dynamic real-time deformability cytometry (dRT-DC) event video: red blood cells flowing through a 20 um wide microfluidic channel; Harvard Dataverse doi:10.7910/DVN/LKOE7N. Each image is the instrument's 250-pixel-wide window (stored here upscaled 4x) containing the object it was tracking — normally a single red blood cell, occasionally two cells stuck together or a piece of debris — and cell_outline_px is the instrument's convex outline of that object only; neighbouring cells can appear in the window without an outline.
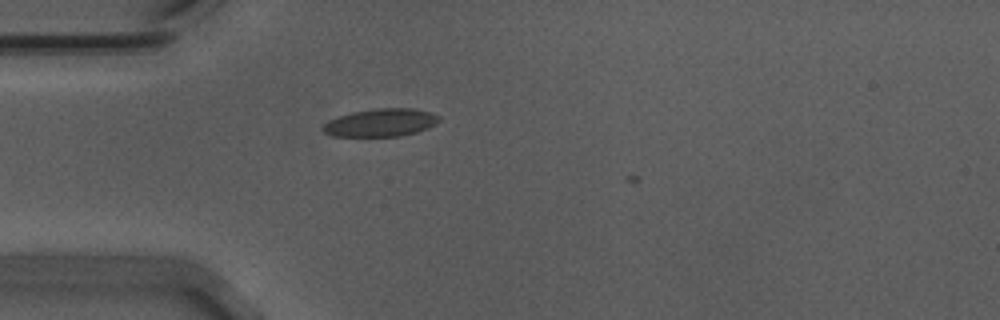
{"species": "Egyptian fruit bat (a non-hibernating species)", "species_latin": "Rousettus aegyptiacus", "temperature_condition": "warm", "stored_images_in_passage": 3, "camera_frame_rate_fps": 3000, "um_per_image_px": 0.085, "animal": {"sex": "male"}, "frame": {"image": 1, "passage_image": 2, "time_ms": 0.333, "image_size_px": [1000, 320], "cell_outline_px": [[440, 120], [436, 124], [428, 128], [416, 132], [400, 136], [332, 136], [324, 132], [320, 128], [328, 120], [336, 116], [352, 112], [376, 108], [412, 108], [428, 112], [440, 116]], "centroid_in_image_um": [32.33, 10.42], "position_along_channel_um": 52.7, "area_um2": 18.96}}